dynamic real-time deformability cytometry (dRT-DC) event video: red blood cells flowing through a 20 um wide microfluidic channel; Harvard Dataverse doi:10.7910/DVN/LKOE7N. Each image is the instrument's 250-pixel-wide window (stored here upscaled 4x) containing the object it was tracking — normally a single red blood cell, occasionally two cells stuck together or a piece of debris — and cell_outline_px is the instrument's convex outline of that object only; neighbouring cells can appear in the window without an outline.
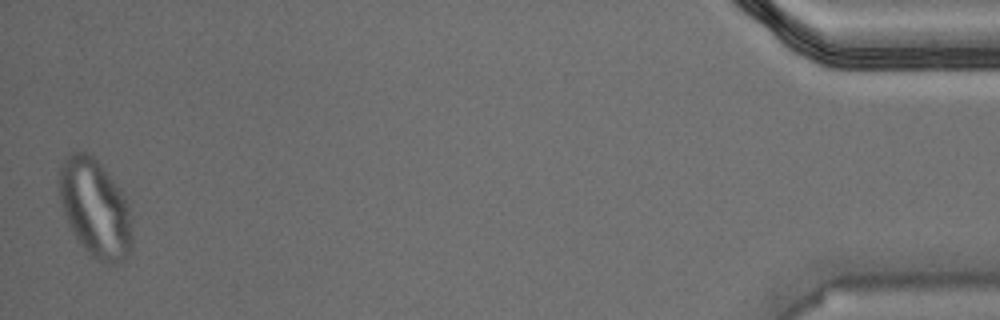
{"species": "Egyptian fruit bat (a non-hibernating species)", "species_latin": "Rousettus aegyptiacus", "temperature_condition": "warm", "stored_images_in_passage": 46, "camera_frame_rate_fps": 3000, "um_per_image_px": 0.085, "animal": {"sex": "male"}, "frame": {"image": 1, "passage_image": 46, "time_ms": 15.0, "image_size_px": [1000, 320], "cell_outline_px": [[132, 248], [128, 256], [124, 260], [116, 264], [104, 264], [96, 260], [84, 248], [68, 224], [60, 196], [60, 164], [68, 152], [84, 152], [92, 156], [100, 164], [120, 188], [128, 204], [132, 240]], "centroid_in_image_um": [8.1, 17.72], "position_along_channel_um": 427.1, "area_um2": 41.33}}